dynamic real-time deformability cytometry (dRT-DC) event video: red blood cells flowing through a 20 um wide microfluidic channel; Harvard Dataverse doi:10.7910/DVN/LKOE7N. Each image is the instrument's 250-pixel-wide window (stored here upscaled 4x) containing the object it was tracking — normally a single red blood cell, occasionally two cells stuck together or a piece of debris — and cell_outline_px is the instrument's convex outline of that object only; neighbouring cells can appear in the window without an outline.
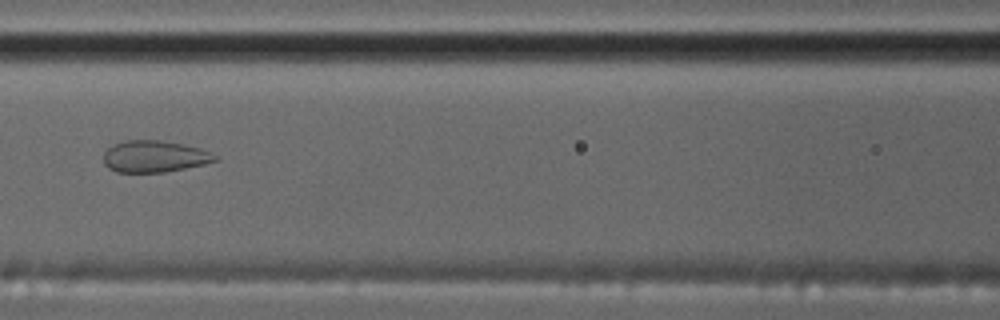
{"species": "common noctule bat (a hibernating species)", "species_latin": "Nyctalus noctula", "temperature_condition": "cold", "stored_images_in_passage": 10, "camera_frame_rate_fps": 3000, "um_per_image_px": 0.085, "animal": {"sex": "male", "body_mass_g": 17.5, "forearm_length_mm": 52.3}, "frame": {"image": 1, "passage_image": 7, "time_ms": 7.0, "image_size_px": [1000, 320], "cell_outline_px": [[220, 160], [204, 164], [164, 172], [116, 172], [108, 168], [104, 164], [104, 152], [108, 148], [124, 140], [160, 140], [184, 144], [200, 148], [220, 156]], "centroid_in_image_um": [13.16, 13.29], "position_along_channel_um": 153.4, "area_um2": 20.69}}